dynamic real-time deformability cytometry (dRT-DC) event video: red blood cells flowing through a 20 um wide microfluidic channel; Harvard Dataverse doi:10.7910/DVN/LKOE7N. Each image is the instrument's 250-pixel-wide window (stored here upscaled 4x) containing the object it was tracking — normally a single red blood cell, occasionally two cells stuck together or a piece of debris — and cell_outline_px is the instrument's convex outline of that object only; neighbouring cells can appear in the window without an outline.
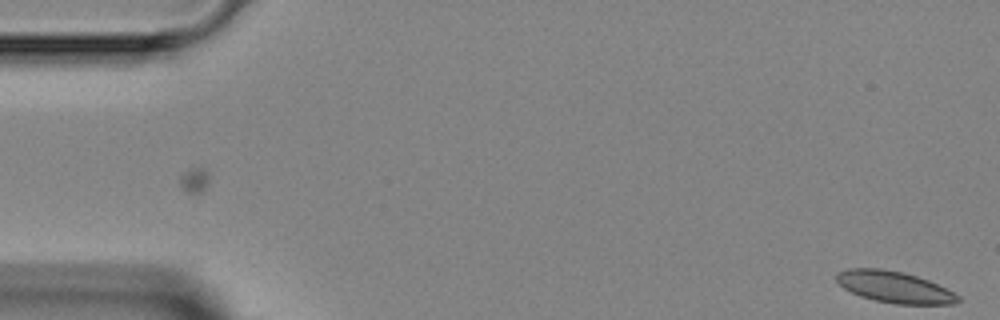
{"species": "Egyptian fruit bat (a non-hibernating species)", "species_latin": "Rousettus aegyptiacus", "temperature_condition": "room temperature", "stored_images_in_passage": 5, "camera_frame_rate_fps": 3000, "um_per_image_px": 0.085, "animal": {"sex": "female"}, "frame": {"image": 1, "passage_image": 1, "time_ms": 0.0, "image_size_px": [1000, 320], "cell_outline_px": [[964, 300], [956, 304], [896, 304], [876, 300], [860, 296], [844, 288], [836, 280], [836, 272], [848, 268], [880, 268], [904, 272], [928, 280], [960, 296]], "centroid_in_image_um": [76.03, 24.39], "position_along_channel_um": 9.0, "area_um2": 22.25}}